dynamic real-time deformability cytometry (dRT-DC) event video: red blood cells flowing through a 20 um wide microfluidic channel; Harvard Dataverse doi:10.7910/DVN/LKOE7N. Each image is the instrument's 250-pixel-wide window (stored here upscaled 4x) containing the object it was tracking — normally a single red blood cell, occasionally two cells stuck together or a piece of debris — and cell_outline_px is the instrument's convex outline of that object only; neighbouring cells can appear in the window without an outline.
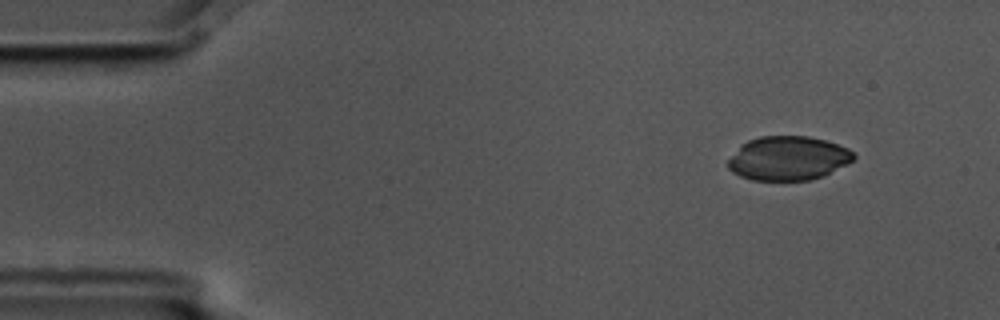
{"species": "common noctule bat (a hibernating species)", "species_latin": "Nyctalus noctula", "temperature_condition": "cold", "stored_images_in_passage": 4, "segment_of_instrument_passage": [1, 2], "camera_frame_rate_fps": 3000, "um_per_image_px": 0.085, "animal": {"sex": "male", "body_mass_g": 17.5, "forearm_length_mm": 52.3}, "frame": {"image": 1, "passage_image": 1, "time_ms": 0.0, "image_size_px": [1000, 320], "cell_outline_px": [[856, 156], [852, 160], [824, 176], [808, 180], [752, 180], [740, 176], [732, 172], [728, 168], [728, 160], [740, 144], [748, 140], [760, 136], [808, 136], [824, 140], [848, 148]], "centroid_in_image_um": [66.95, 13.45], "position_along_channel_um": 18.0, "area_um2": 32.14}}